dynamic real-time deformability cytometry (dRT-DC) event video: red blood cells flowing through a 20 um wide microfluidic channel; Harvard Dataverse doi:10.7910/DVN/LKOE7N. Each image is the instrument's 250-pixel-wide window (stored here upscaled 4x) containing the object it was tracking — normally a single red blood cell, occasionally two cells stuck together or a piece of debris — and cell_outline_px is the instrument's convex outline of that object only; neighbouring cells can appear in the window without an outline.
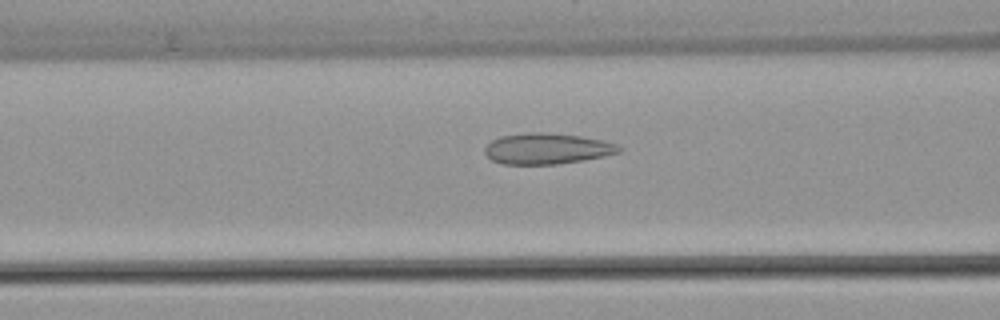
{"species": "common noctule bat (a hibernating species)", "species_latin": "Nyctalus noctula", "temperature_condition": "warm", "stored_images_in_passage": 36, "camera_frame_rate_fps": 3000, "um_per_image_px": 0.085, "animal": {"sex": "female", "body_mass_g": 22.7, "forearm_length_mm": 54.2}, "frame": {"image": 1, "passage_image": 14, "time_ms": 4.333, "image_size_px": [1000, 320], "cell_outline_px": [[624, 148], [620, 152], [604, 156], [584, 160], [556, 164], [500, 164], [492, 160], [484, 152], [484, 148], [492, 140], [500, 136], [528, 132], [544, 132], [580, 136], [604, 140], [616, 144]], "centroid_in_image_um": [46.5, 12.63], "position_along_channel_um": 120.1, "area_um2": 24.28}}
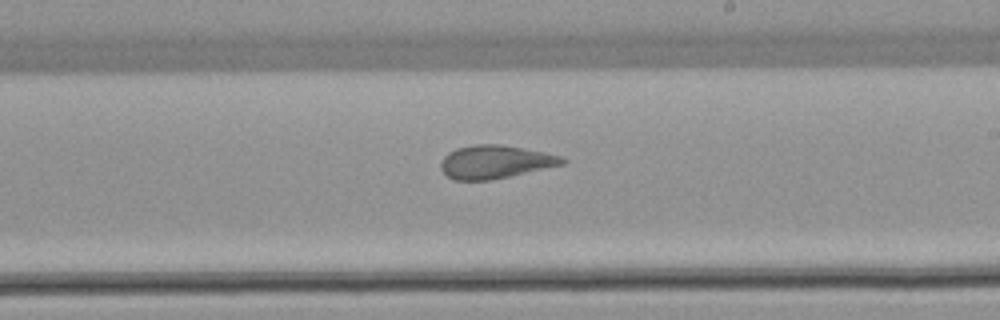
{"frame": {"image": 2, "passage_image": 24, "time_ms": 7.667, "image_size_px": [1000, 320], "cell_outline_px": [[568, 160], [564, 164], [508, 176], [488, 180], [456, 180], [448, 176], [440, 168], [440, 164], [444, 156], [448, 152], [456, 148], [476, 144], [500, 144], [544, 152], [560, 156]], "centroid_in_image_um": [42.07, 13.75], "position_along_channel_um": 246.9, "area_um2": 23.24}}
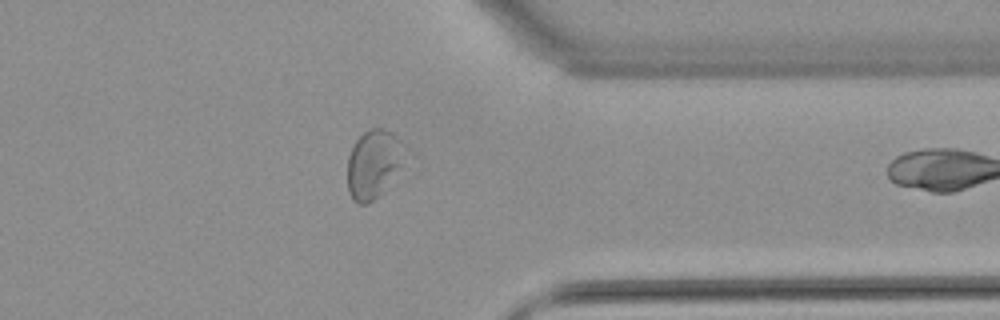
{"frame": {"image": 3, "passage_image": 35, "time_ms": 11.333, "image_size_px": [1000, 320], "cell_outline_px": [[408, 148], [400, 168], [384, 192], [380, 196], [368, 204], [356, 204], [352, 200], [348, 192], [348, 156], [356, 140], [368, 128], [384, 128], [392, 132]], "centroid_in_image_um": [31.77, 13.95], "position_along_channel_um": 379.6, "area_um2": 23.41}}